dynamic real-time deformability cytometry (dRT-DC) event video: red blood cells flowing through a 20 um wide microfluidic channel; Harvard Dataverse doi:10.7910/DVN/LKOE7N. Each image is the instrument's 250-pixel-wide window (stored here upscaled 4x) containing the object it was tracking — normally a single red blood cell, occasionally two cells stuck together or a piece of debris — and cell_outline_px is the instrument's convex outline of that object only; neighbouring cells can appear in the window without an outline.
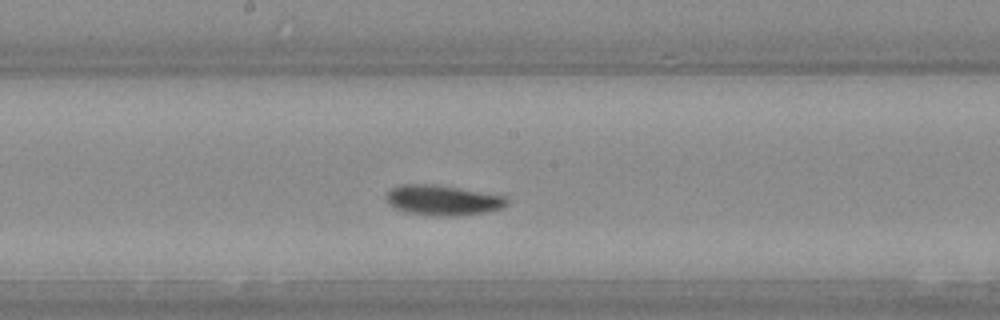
{"species": "Egyptian fruit bat (a non-hibernating species)", "species_latin": "Rousettus aegyptiacus", "temperature_condition": "warm", "stored_images_in_passage": 33, "camera_frame_rate_fps": 3000, "um_per_image_px": 0.085, "animal": {"sex": "female"}, "frame": {"image": 1, "passage_image": 15, "time_ms": 4.667, "image_size_px": [1000, 320], "cell_outline_px": [[508, 204], [500, 208], [488, 212], [456, 216], [436, 216], [408, 212], [396, 208], [388, 204], [388, 192], [392, 188], [400, 184], [428, 184], [456, 188], [504, 196], [508, 200]], "centroid_in_image_um": [37.64, 17.03], "position_along_channel_um": 210.6, "area_um2": 20.81}}